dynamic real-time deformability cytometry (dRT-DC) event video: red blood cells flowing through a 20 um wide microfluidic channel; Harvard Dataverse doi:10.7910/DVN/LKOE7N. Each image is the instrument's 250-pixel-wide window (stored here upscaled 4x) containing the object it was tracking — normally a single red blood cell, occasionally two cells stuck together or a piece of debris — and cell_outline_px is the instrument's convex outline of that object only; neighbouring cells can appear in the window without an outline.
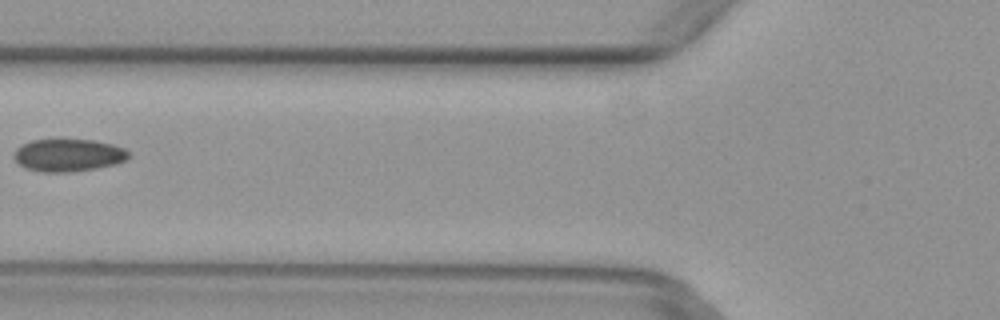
{"species": "common noctule bat (a hibernating species)", "species_latin": "Nyctalus noctula", "temperature_condition": "warm", "stored_images_in_passage": 6, "camera_frame_rate_fps": 3000, "um_per_image_px": 0.085, "animal": {"sex": "female", "body_mass_g": 29.2, "forearm_length_mm": 56.3}, "frame": {"image": 1, "passage_image": 6, "time_ms": 1.667, "image_size_px": [1000, 320], "cell_outline_px": [[132, 156], [116, 164], [96, 168], [72, 172], [40, 172], [24, 168], [12, 156], [12, 152], [16, 148], [32, 140], [64, 136], [92, 140], [112, 144], [124, 148]], "centroid_in_image_um": [5.77, 13.15], "position_along_channel_um": 120.0, "area_um2": 22.66}}